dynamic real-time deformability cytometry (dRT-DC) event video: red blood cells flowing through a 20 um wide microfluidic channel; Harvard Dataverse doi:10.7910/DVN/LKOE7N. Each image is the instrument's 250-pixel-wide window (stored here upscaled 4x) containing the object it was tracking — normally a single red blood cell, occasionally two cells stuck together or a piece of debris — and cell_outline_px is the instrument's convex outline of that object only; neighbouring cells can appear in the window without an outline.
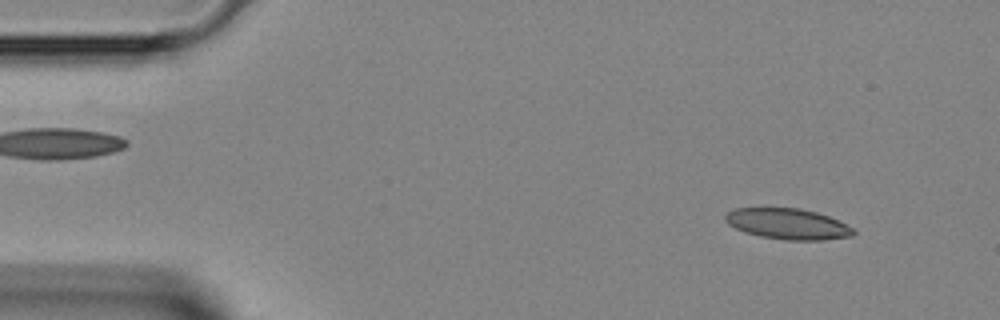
{"species": "Egyptian fruit bat (a non-hibernating species)", "species_latin": "Rousettus aegyptiacus", "temperature_condition": "room temperature", "stored_images_in_passage": 44, "camera_frame_rate_fps": 3000, "um_per_image_px": 0.085, "animal": {"sex": "female"}, "frame": {"image": 1, "passage_image": 4, "time_ms": 1.0, "image_size_px": [1000, 320], "cell_outline_px": [[856, 232], [852, 236], [824, 240], [788, 240], [760, 236], [744, 232], [728, 224], [724, 220], [724, 216], [728, 212], [736, 208], [800, 208], [816, 212], [828, 216], [852, 228]], "centroid_in_image_um": [66.94, 19.03], "position_along_channel_um": 18.1, "area_um2": 22.83}}
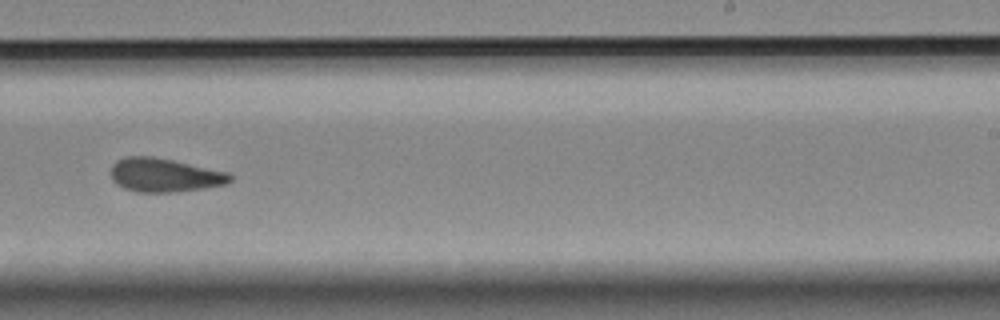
{"frame": {"image": 2, "passage_image": 27, "time_ms": 8.667, "image_size_px": [1000, 320], "cell_outline_px": [[232, 180], [228, 184], [204, 188], [172, 192], [136, 192], [124, 188], [116, 184], [112, 180], [112, 164], [116, 160], [128, 156], [152, 156], [172, 160], [228, 172], [232, 176]], "centroid_in_image_um": [13.98, 14.89], "position_along_channel_um": 275.0, "area_um2": 23.41}}
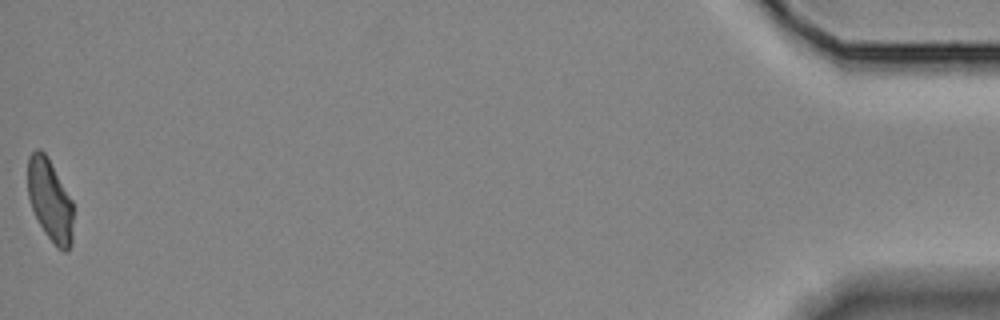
{"frame": {"image": 3, "passage_image": 44, "time_ms": 14.333, "image_size_px": [1000, 320], "cell_outline_px": [[72, 244], [68, 252], [64, 252], [56, 248], [44, 232], [32, 208], [28, 196], [28, 156], [36, 148], [40, 148], [44, 152], [72, 200]], "centroid_in_image_um": [4.25, 17.06], "position_along_channel_um": 431.0, "area_um2": 21.62}}